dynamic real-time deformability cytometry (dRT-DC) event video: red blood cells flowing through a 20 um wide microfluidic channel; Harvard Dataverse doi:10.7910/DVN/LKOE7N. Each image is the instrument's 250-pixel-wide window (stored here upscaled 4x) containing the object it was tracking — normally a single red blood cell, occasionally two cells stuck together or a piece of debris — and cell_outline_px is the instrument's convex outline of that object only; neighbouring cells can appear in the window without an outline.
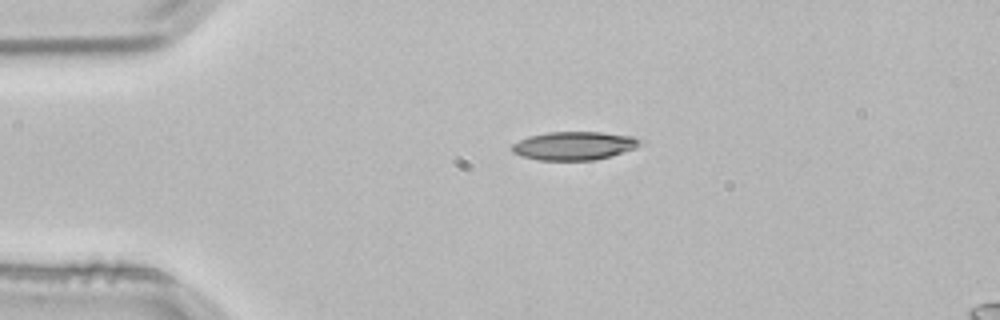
{"species": "common noctule bat (a hibernating species)", "species_latin": "Nyctalus noctula", "temperature_condition": "room temperature", "stored_images_in_passage": 2, "camera_frame_rate_fps": 3000, "um_per_image_px": 0.085, "animal": {"sex": "male", "body_mass_g": 21.5, "forearm_length_mm": 52.0}, "frame": {"image": 1, "passage_image": 1, "time_ms": 0.0, "image_size_px": [1000, 320], "cell_outline_px": [[644, 144], [636, 148], [596, 160], [540, 160], [520, 156], [512, 152], [512, 144], [528, 136], [548, 132], [600, 132], [632, 136], [644, 140]], "centroid_in_image_um": [48.83, 12.38], "position_along_channel_um": 36.2, "area_um2": 21.33}}